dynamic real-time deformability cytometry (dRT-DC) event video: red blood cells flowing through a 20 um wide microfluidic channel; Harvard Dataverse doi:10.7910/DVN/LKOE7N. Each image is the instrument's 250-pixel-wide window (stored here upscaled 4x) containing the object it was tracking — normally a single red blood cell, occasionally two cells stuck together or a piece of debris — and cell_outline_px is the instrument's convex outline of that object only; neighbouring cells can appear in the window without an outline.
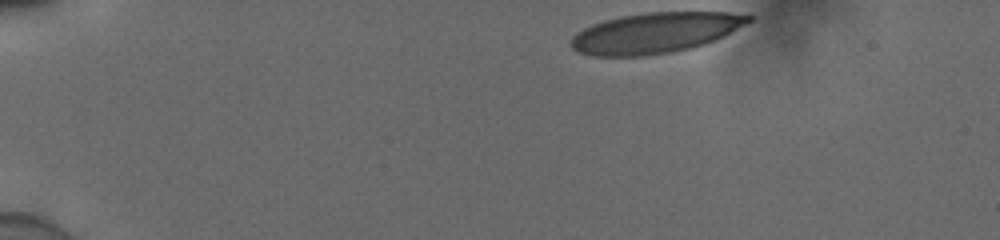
{"species": "human", "species_latin": "Homo sapiens", "temperature_condition": "cold", "stored_images_in_passage": 38, "camera_frame_rate_fps": 3000, "um_per_image_px": 0.085, "donor": {"sex": "male"}, "frame": {"image": 1, "passage_image": 1, "time_ms": 0.0, "image_size_px": [1000, 240], "cell_outline_px": [[752, 20], [724, 36], [704, 44], [688, 48], [668, 52], [644, 56], [592, 56], [580, 52], [572, 48], [568, 44], [572, 36], [576, 32], [592, 24], [604, 20], [620, 16], [644, 12], [728, 12], [752, 16]], "centroid_in_image_um": [55.64, 2.78], "position_along_channel_um": 29.4, "area_um2": 41.79}}
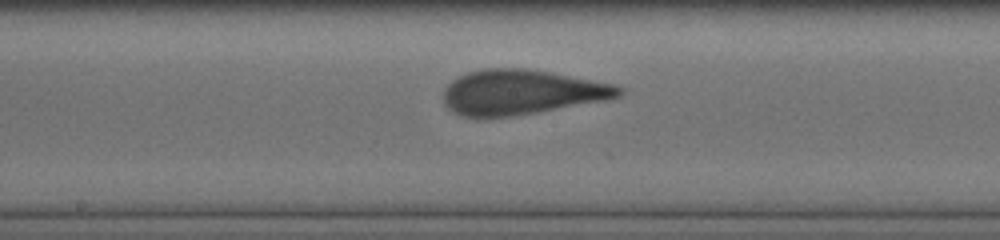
{"frame": {"image": 2, "passage_image": 22, "time_ms": 7.0, "image_size_px": [1000, 240], "cell_outline_px": [[624, 92], [620, 96], [608, 100], [536, 112], [508, 116], [460, 116], [452, 112], [444, 104], [444, 88], [452, 80], [468, 72], [484, 68], [524, 68], [620, 84], [624, 88]], "centroid_in_image_um": [44.38, 7.82], "position_along_channel_um": 203.8, "area_um2": 45.89}}
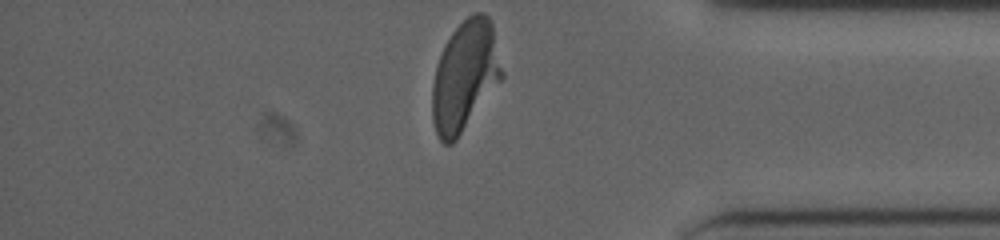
{"frame": {"image": 3, "passage_image": 38, "time_ms": 12.333, "image_size_px": [1000, 240], "cell_outline_px": [[504, 76], [456, 140], [452, 144], [444, 144], [440, 140], [436, 132], [432, 120], [432, 84], [436, 68], [440, 56], [452, 32], [468, 16], [476, 12], [484, 12], [492, 20], [504, 72]], "centroid_in_image_um": [39.54, 6.45], "position_along_channel_um": 395.7, "area_um2": 44.56}, "authors_computed_cell_mechanics": {"area_um2": 44.9973, "velocity_mm_per_s": 3.8829, "shape_relaxation_time_tau1_ms": 5.4119, "shape_relaxation_time_tau2_ms": null, "deformation_change_tau1": 0.2276, "deformation_change_tau2": null}}